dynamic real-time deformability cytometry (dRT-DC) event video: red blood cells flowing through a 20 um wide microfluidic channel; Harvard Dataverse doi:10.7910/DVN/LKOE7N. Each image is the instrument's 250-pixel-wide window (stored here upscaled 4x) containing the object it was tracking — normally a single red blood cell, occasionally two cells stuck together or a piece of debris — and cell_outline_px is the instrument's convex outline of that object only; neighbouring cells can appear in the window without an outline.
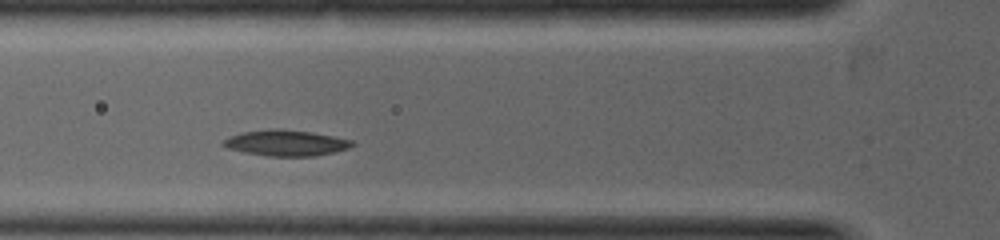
{"species": "common noctule bat (a hibernating species)", "species_latin": "Nyctalus noctula", "temperature_condition": "warm", "stored_images_in_passage": 15, "camera_frame_rate_fps": 5000, "um_per_image_px": 0.085, "animal": {"sex": "female", "body_mass_g": 19.0, "forearm_length_mm": 53.3}, "frame": {"image": 1, "passage_image": 2, "time_ms": 0.4, "image_size_px": [1000, 240], "cell_outline_px": [[356, 144], [348, 148], [332, 152], [312, 156], [268, 156], [244, 152], [228, 148], [224, 144], [224, 140], [232, 136], [244, 132], [276, 128], [312, 132], [352, 140]], "centroid_in_image_um": [24.35, 12.15], "position_along_channel_um": 101.5, "area_um2": 19.02}}
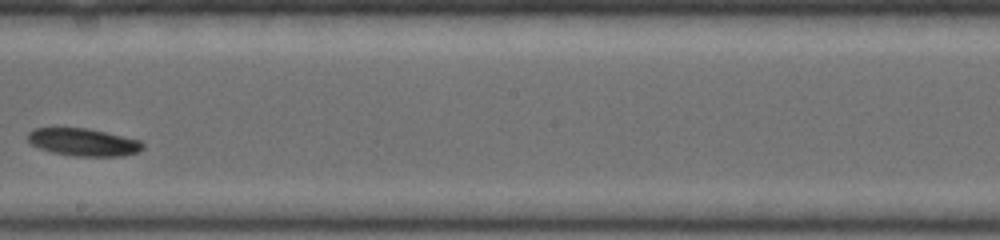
{"frame": {"image": 2, "passage_image": 7, "time_ms": 2.2, "image_size_px": [1000, 240], "cell_outline_px": [[144, 148], [140, 152], [124, 156], [72, 156], [52, 152], [40, 148], [32, 144], [28, 140], [28, 132], [36, 128], [84, 128], [104, 132], [140, 140], [144, 144]], "centroid_in_image_um": [7.12, 12.1], "position_along_channel_um": 241.1, "area_um2": 18.38}}
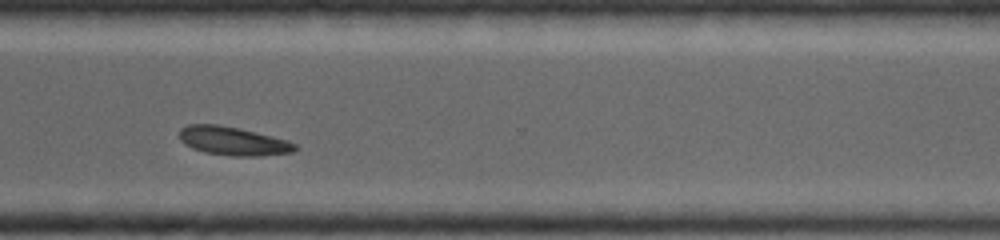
{"frame": {"image": 3, "passage_image": 13, "time_ms": 3.6, "image_size_px": [1000, 240], "cell_outline_px": [[296, 148], [292, 152], [256, 156], [232, 156], [204, 152], [192, 148], [184, 144], [180, 140], [180, 128], [188, 124], [216, 124], [236, 128], [272, 136], [288, 140], [296, 144]], "centroid_in_image_um": [19.77, 11.99], "position_along_channel_um": 350.8, "area_um2": 19.07}}